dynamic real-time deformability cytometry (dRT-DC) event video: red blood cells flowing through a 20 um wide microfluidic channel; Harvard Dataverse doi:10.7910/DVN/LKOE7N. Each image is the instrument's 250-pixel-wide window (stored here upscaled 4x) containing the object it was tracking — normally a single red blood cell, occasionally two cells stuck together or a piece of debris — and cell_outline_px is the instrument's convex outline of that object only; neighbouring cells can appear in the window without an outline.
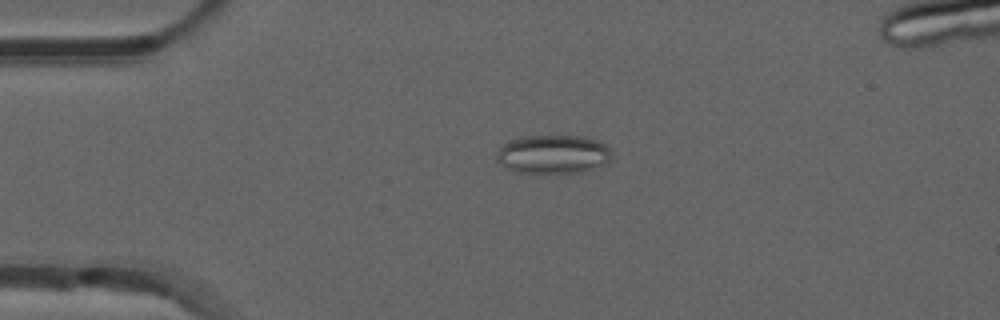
{"species": "common noctule bat (a hibernating species)", "species_latin": "Nyctalus noctula", "temperature_condition": "room temperature", "stored_images_in_passage": 46, "camera_frame_rate_fps": 3000, "um_per_image_px": 0.085, "animal": {"sex": "male", "forearm_length_mm": 52.5}, "frame": {"image": 1, "passage_image": 5, "time_ms": 1.333, "image_size_px": [1000, 320], "cell_outline_px": [[612, 152], [608, 164], [584, 172], [520, 172], [508, 168], [500, 164], [496, 160], [496, 152], [508, 140], [520, 136], [580, 136], [596, 140], [604, 144]], "centroid_in_image_um": [47.02, 13.1], "position_along_channel_um": 38.0, "area_um2": 25.95}}
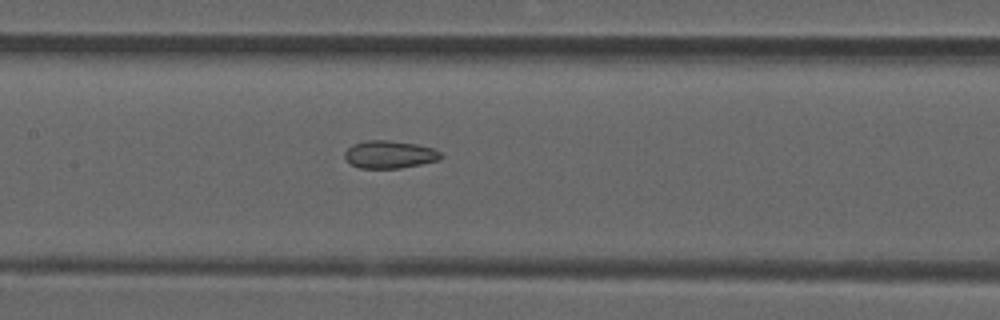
{"frame": {"image": 2, "passage_image": 18, "time_ms": 5.667, "image_size_px": [1000, 320], "cell_outline_px": [[444, 156], [436, 160], [420, 164], [400, 168], [360, 168], [352, 164], [344, 156], [344, 152], [352, 144], [368, 140], [388, 140], [416, 144], [436, 148]], "centroid_in_image_um": [33.12, 13.12], "position_along_channel_um": 174.3, "area_um2": 15.43}}
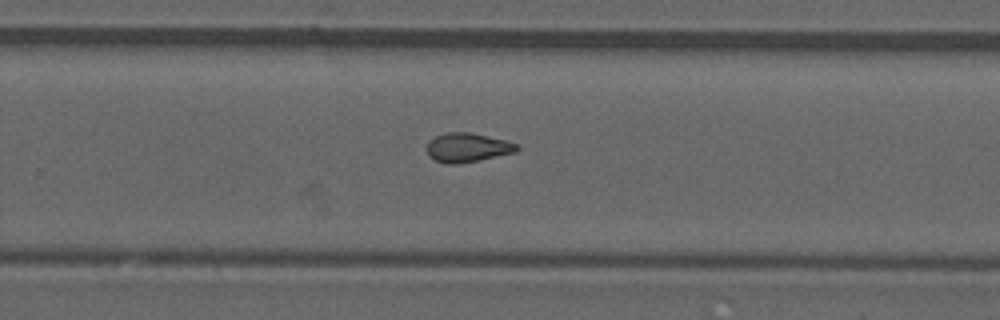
{"frame": {"image": 3, "passage_image": 27, "time_ms": 8.667, "image_size_px": [1000, 320], "cell_outline_px": [[520, 148], [516, 152], [480, 160], [460, 164], [448, 164], [436, 160], [428, 152], [428, 140], [444, 132], [472, 132], [504, 140], [516, 144]], "centroid_in_image_um": [39.75, 12.53], "position_along_channel_um": 290.1, "area_um2": 15.2}}